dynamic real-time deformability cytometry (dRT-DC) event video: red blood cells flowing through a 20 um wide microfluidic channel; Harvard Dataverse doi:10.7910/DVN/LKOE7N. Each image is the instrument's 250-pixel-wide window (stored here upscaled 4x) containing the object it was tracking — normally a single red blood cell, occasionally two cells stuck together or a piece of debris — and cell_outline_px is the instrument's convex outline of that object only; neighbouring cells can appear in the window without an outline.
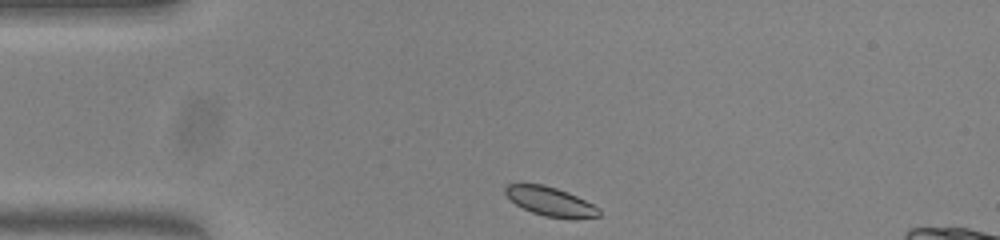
{"species": "common noctule bat (a hibernating species)", "species_latin": "Nyctalus noctula", "temperature_condition": "warm", "stored_images_in_passage": 34, "camera_frame_rate_fps": 3000, "um_per_image_px": 0.085, "animal": {"sex": "female", "body_mass_g": 23.0, "forearm_length_mm": 53.4}, "frame": {"image": 1, "passage_image": 1, "time_ms": 0.0, "image_size_px": [1000, 240], "cell_outline_px": [[600, 216], [544, 216], [532, 212], [516, 204], [504, 192], [504, 188], [508, 184], [544, 184], [568, 192], [600, 208]], "centroid_in_image_um": [46.73, 17.08], "position_along_channel_um": 38.3, "area_um2": 15.09}}
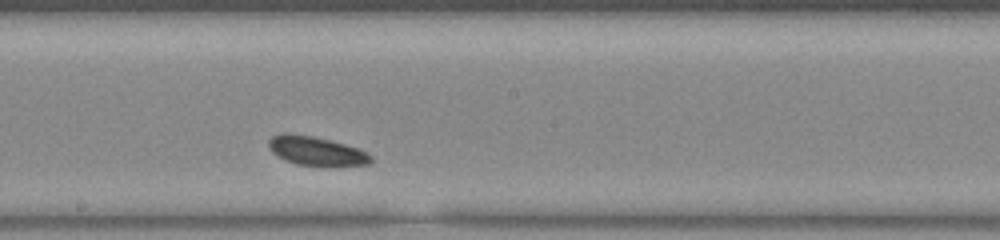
{"frame": {"image": 2, "passage_image": 20, "time_ms": 6.333, "image_size_px": [1000, 240], "cell_outline_px": [[372, 160], [368, 164], [336, 168], [324, 168], [296, 164], [284, 160], [276, 156], [268, 148], [268, 140], [272, 136], [280, 132], [284, 132], [312, 136], [360, 148], [372, 156]], "centroid_in_image_um": [26.88, 12.87], "position_along_channel_um": 221.3, "area_um2": 18.09}}
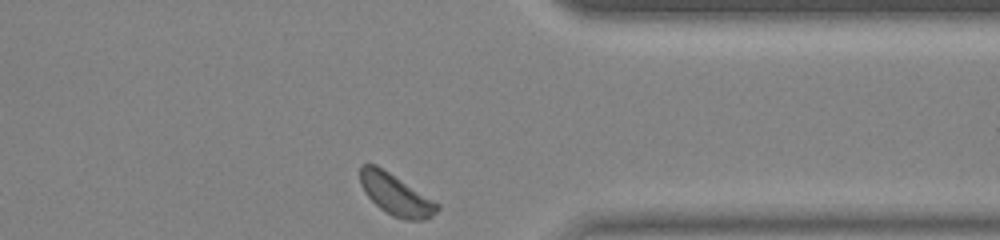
{"frame": {"image": 3, "passage_image": 34, "time_ms": 11.0, "image_size_px": [1000, 240], "cell_outline_px": [[440, 208], [432, 216], [424, 220], [404, 220], [392, 216], [380, 208], [364, 192], [360, 184], [360, 164], [376, 164], [440, 204]], "centroid_in_image_um": [33.63, 16.55], "position_along_channel_um": 377.8, "area_um2": 18.44}}